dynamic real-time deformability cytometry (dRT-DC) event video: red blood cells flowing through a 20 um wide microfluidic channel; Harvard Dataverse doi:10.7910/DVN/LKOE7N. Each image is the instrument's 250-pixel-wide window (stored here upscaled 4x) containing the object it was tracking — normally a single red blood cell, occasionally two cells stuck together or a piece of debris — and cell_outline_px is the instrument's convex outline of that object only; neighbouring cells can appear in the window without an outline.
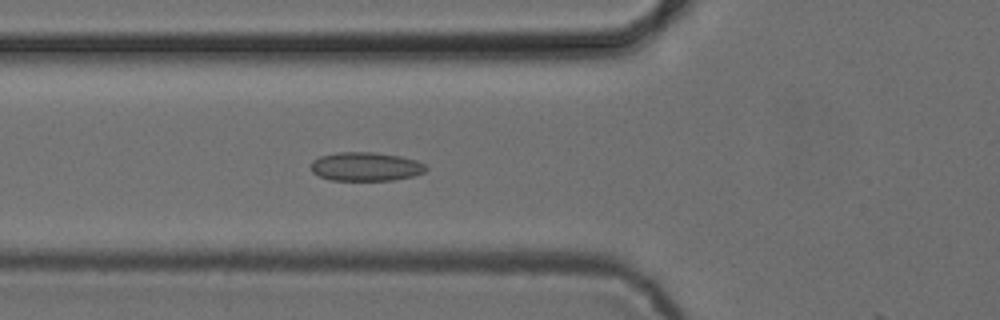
{"species": "common noctule bat (a hibernating species)", "species_latin": "Nyctalus noctula", "temperature_condition": "cold", "stored_images_in_passage": 12, "camera_frame_rate_fps": 3000, "um_per_image_px": 0.085, "animal": {"sex": "female", "body_mass_g": 24.6, "forearm_length_mm": 56.2}, "frame": {"image": 1, "passage_image": 11, "time_ms": 3.333, "image_size_px": [1000, 320], "cell_outline_px": [[428, 168], [424, 172], [412, 176], [392, 180], [332, 180], [320, 176], [312, 172], [312, 160], [320, 156], [340, 152], [372, 152], [400, 156], [416, 160], [424, 164]], "centroid_in_image_um": [31.09, 14.16], "position_along_channel_um": 94.7, "area_um2": 19.13}}